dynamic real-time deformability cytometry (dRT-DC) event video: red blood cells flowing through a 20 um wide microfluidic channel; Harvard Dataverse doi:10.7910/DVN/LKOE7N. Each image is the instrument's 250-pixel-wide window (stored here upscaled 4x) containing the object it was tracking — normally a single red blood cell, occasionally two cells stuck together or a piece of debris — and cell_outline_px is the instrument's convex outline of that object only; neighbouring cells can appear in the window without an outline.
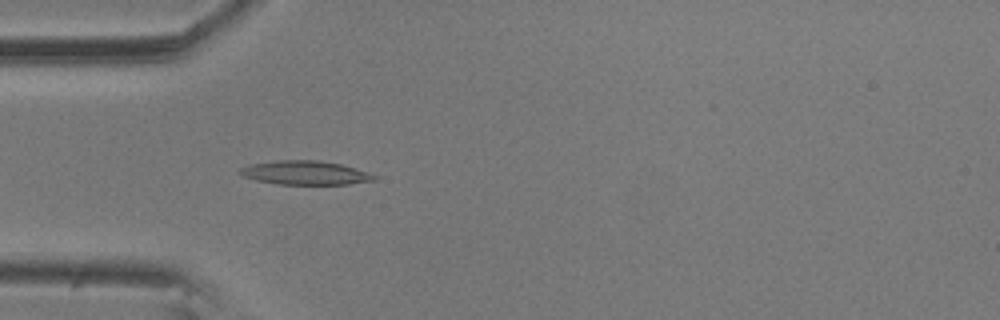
{"species": "common noctule bat (a hibernating species)", "species_latin": "Nyctalus noctula", "temperature_condition": "room temperature", "stored_images_in_passage": 53, "camera_frame_rate_fps": 3000, "um_per_image_px": 0.085, "animal": {"sex": "male", "body_mass_g": 20.5, "forearm_length_mm": 52.5}, "frame": {"image": 1, "passage_image": 17, "time_ms": 5.333, "image_size_px": [1000, 320], "cell_outline_px": [[376, 180], [348, 184], [280, 184], [256, 180], [244, 176], [240, 172], [240, 168], [248, 164], [280, 160], [316, 160], [340, 164], [356, 168], [376, 176]], "centroid_in_image_um": [25.94, 14.68], "position_along_channel_um": 59.1, "area_um2": 18.44}}
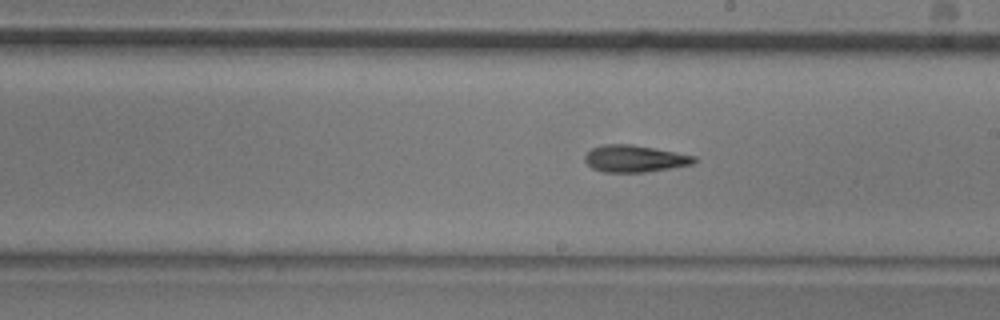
{"frame": {"image": 2, "passage_image": 32, "time_ms": 10.333, "image_size_px": [1000, 320], "cell_outline_px": [[696, 160], [692, 164], [644, 172], [604, 172], [592, 168], [584, 160], [584, 156], [592, 148], [604, 144], [632, 144], [676, 152], [696, 156]], "centroid_in_image_um": [53.92, 13.48], "position_along_channel_um": 235.1, "area_um2": 16.99}}
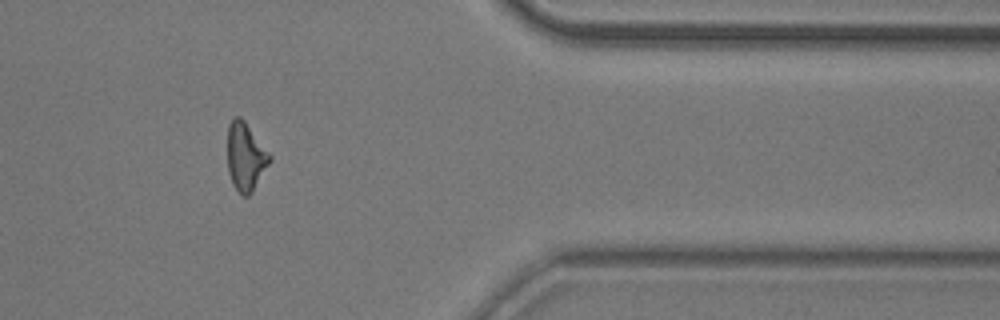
{"frame": {"image": 3, "passage_image": 47, "time_ms": 15.333, "image_size_px": [1000, 320], "cell_outline_px": [[272, 160], [252, 192], [248, 196], [244, 196], [232, 184], [228, 172], [228, 124], [236, 116], [240, 116], [244, 120], [272, 156]], "centroid_in_image_um": [20.88, 13.32], "position_along_channel_um": 390.5, "area_um2": 16.7}, "authors_computed_cell_mechanics": {"area_um2": 17.1088, "velocity_mm_per_s": 3.5527, "shape_relaxation_time_tau1_ms": 8.2491, "shape_relaxation_time_tau2_ms": 5.1481, "deformation_change_tau1": 0.2406, "deformation_change_tau2": 0.1626}}